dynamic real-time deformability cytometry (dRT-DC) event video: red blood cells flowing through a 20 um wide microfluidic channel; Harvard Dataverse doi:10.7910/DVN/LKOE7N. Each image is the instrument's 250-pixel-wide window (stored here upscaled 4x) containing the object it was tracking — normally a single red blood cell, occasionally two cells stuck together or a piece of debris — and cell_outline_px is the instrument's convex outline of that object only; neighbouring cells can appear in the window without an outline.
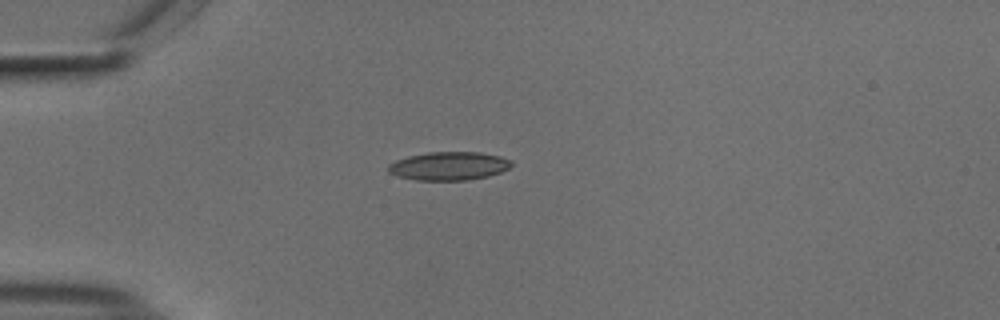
{"species": "common noctule bat (a hibernating species)", "species_latin": "Nyctalus noctula", "temperature_condition": "cold", "stored_images_in_passage": 40, "camera_frame_rate_fps": 3000, "um_per_image_px": 0.085, "animal": {"sex": "male", "body_mass_g": 18.8}, "frame": {"image": 1, "passage_image": 1, "time_ms": 0.0, "image_size_px": [1000, 320], "cell_outline_px": [[512, 164], [508, 168], [500, 172], [488, 176], [468, 180], [416, 180], [396, 176], [388, 172], [388, 164], [396, 160], [408, 156], [428, 152], [480, 152], [500, 156], [512, 160]], "centroid_in_image_um": [38.14, 14.11], "position_along_channel_um": 46.9, "area_um2": 20.46}}
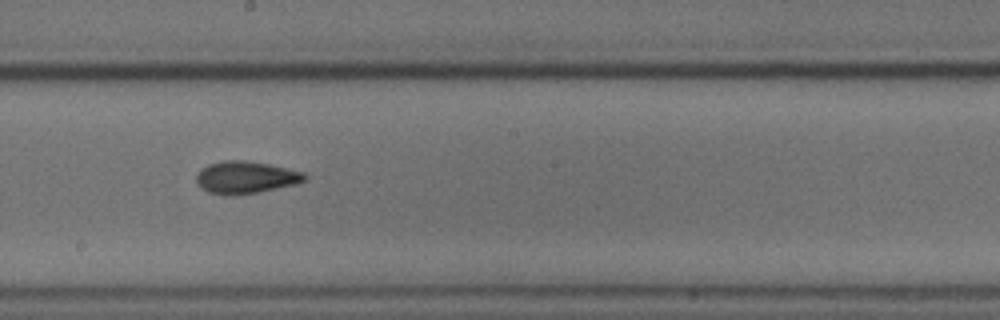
{"frame": {"image": 2, "passage_image": 17, "time_ms": 5.333, "image_size_px": [1000, 320], "cell_outline_px": [[308, 180], [296, 184], [256, 192], [208, 192], [196, 180], [196, 176], [200, 168], [208, 164], [224, 160], [244, 160], [268, 164], [304, 172], [308, 176]], "centroid_in_image_um": [20.95, 15.02], "position_along_channel_um": 227.3, "area_um2": 19.59}}
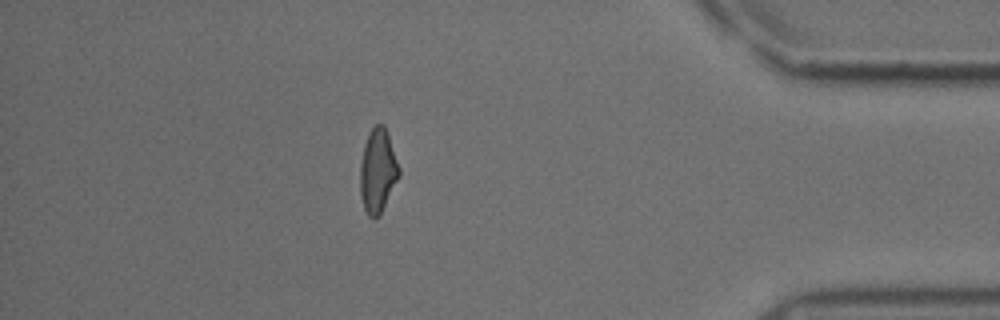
{"frame": {"image": 3, "passage_image": 34, "time_ms": 11.0, "image_size_px": [1000, 320], "cell_outline_px": [[400, 176], [380, 212], [376, 216], [368, 216], [364, 208], [360, 192], [360, 164], [364, 144], [372, 128], [376, 124], [384, 124], [400, 168]], "centroid_in_image_um": [32.11, 14.48], "position_along_channel_um": 403.1, "area_um2": 18.61}, "authors_computed_cell_mechanics": {"area_um2": 19.5364, "velocity_mm_per_s": 3.7477, "shape_relaxation_time_tau1_ms": 6.3289, "shape_relaxation_time_tau2_ms": 4.1395, "deformation_change_tau1": 0.1579, "deformation_change_tau2": 0.1019}}